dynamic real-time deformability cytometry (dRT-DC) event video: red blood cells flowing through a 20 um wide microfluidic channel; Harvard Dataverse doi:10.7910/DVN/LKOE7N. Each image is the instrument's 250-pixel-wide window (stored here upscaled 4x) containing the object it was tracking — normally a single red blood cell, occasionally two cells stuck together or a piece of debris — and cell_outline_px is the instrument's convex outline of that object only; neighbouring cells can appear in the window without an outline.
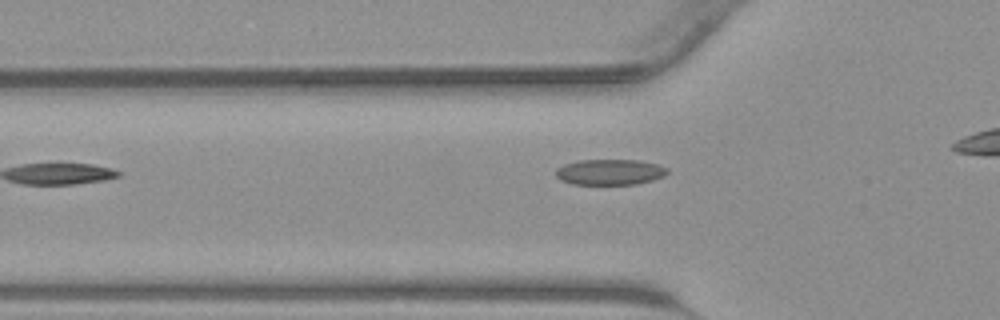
{"species": "common noctule bat (a hibernating species)", "species_latin": "Nyctalus noctula", "temperature_condition": "warm", "stored_images_in_passage": 7, "camera_frame_rate_fps": 3000, "um_per_image_px": 0.085, "animal": {"sex": "male", "body_mass_g": 23.1, "forearm_length_mm": 52.7}, "frame": {"image": 1, "passage_image": 2, "time_ms": 0.333, "image_size_px": [1000, 320], "cell_outline_px": [[668, 172], [664, 176], [652, 180], [636, 184], [572, 184], [560, 180], [556, 176], [556, 168], [564, 164], [580, 160], [636, 160], [660, 164], [668, 168]], "centroid_in_image_um": [51.85, 14.62], "position_along_channel_um": 74.0, "area_um2": 16.76}}
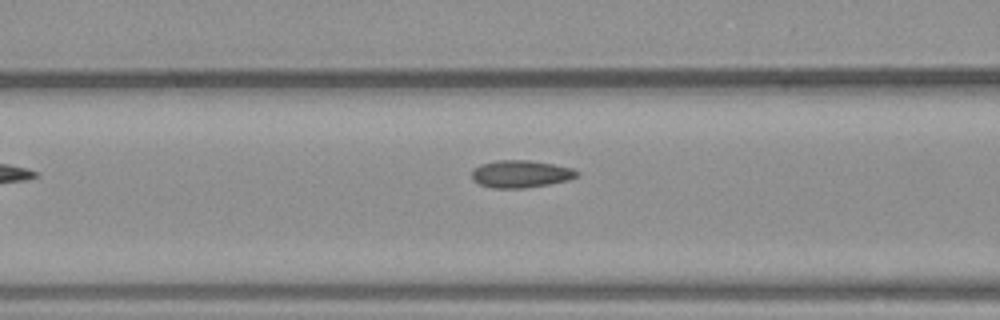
{"frame": {"image": 2, "passage_image": 5, "time_ms": 1.333, "image_size_px": [1000, 320], "cell_outline_px": [[580, 176], [568, 180], [548, 184], [524, 188], [492, 188], [480, 184], [472, 180], [472, 168], [480, 164], [496, 160], [528, 160], [552, 164], [572, 168], [580, 172]], "centroid_in_image_um": [44.25, 14.78], "position_along_channel_um": 122.3, "area_um2": 16.88}}